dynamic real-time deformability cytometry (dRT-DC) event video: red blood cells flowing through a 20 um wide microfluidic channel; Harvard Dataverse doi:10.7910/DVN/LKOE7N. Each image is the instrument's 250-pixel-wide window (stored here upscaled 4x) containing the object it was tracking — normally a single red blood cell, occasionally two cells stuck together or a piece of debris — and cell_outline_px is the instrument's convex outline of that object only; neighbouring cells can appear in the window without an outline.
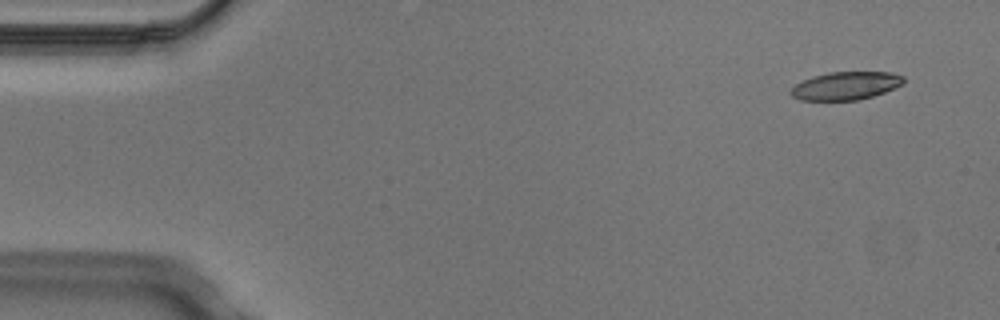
{"species": "Egyptian fruit bat (a non-hibernating species)", "species_latin": "Rousettus aegyptiacus", "temperature_condition": "cold", "stored_images_in_passage": 6, "camera_frame_rate_fps": 3000, "um_per_image_px": 0.085, "animal": {"sex": "male"}, "frame": {"image": 1, "passage_image": 1, "time_ms": 0.0, "image_size_px": [1000, 320], "cell_outline_px": [[904, 84], [884, 92], [860, 100], [800, 100], [792, 96], [788, 92], [796, 84], [812, 76], [828, 72], [892, 72], [904, 76]], "centroid_in_image_um": [71.9, 7.29], "position_along_channel_um": 13.1, "area_um2": 18.5}}
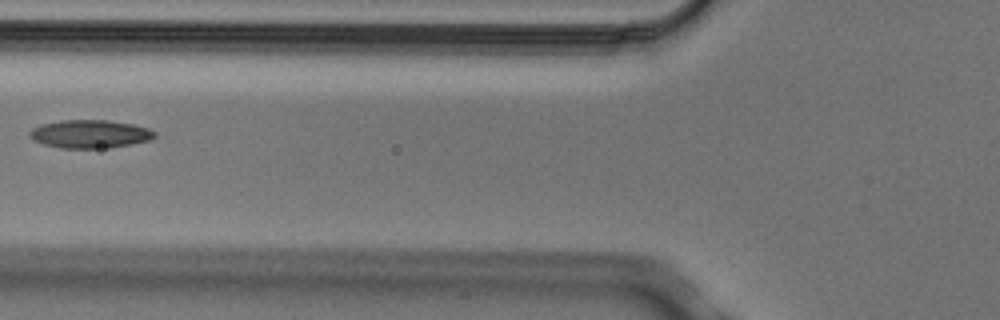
{"frame": {"image": 2, "passage_image": 5, "time_ms": 1.333, "image_size_px": [1000, 320], "cell_outline_px": [[156, 136], [152, 140], [112, 148], [60, 148], [44, 144], [32, 140], [28, 136], [28, 132], [32, 128], [40, 124], [60, 120], [108, 120], [132, 124], [148, 128], [156, 132]], "centroid_in_image_um": [7.64, 11.39], "position_along_channel_um": 118.2, "area_um2": 20.87}}
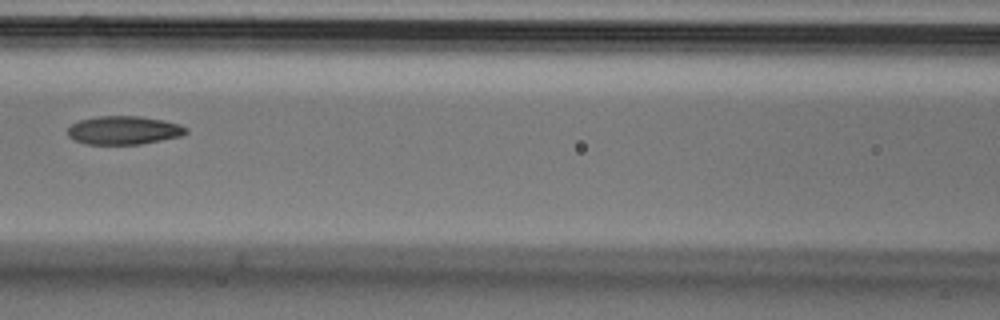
{"frame": {"image": 3, "passage_image": 6, "time_ms": 1.667, "image_size_px": [1000, 320], "cell_outline_px": [[188, 132], [180, 136], [140, 144], [84, 144], [72, 140], [68, 136], [68, 128], [72, 124], [80, 120], [96, 116], [140, 116], [164, 120], [180, 124], [188, 128]], "centroid_in_image_um": [10.51, 11.07], "position_along_channel_um": 156.1, "area_um2": 19.71}}